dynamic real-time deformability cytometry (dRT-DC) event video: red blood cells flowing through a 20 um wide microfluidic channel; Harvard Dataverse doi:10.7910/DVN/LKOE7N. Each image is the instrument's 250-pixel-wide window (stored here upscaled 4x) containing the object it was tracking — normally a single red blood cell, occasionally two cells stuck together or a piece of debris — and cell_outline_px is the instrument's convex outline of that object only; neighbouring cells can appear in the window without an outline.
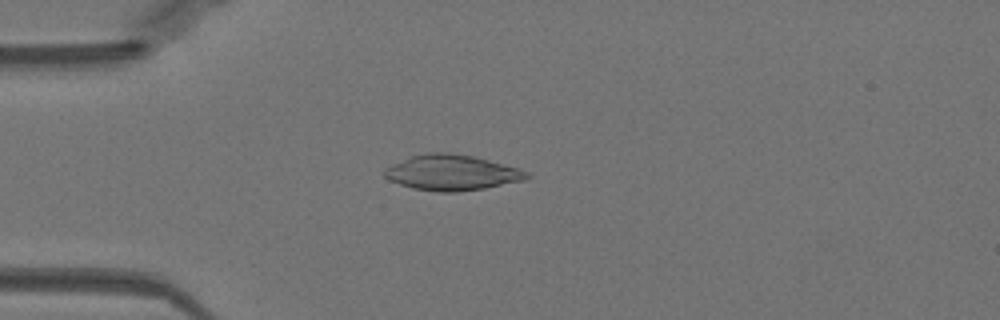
{"species": "Egyptian fruit bat (a non-hibernating species)", "species_latin": "Rousettus aegyptiacus", "temperature_condition": "warm", "stored_images_in_passage": 49, "camera_frame_rate_fps": 3000, "um_per_image_px": 0.085, "animal": {"sex": "female"}, "frame": {"image": 1, "passage_image": 12, "time_ms": 3.667, "image_size_px": [1000, 320], "cell_outline_px": [[532, 176], [524, 180], [484, 188], [456, 192], [436, 192], [412, 188], [388, 180], [384, 176], [384, 168], [392, 164], [412, 156], [428, 152], [448, 152], [472, 156], [488, 160], [516, 168], [528, 172]], "centroid_in_image_um": [38.37, 14.68], "position_along_channel_um": 46.6, "area_um2": 29.25}}
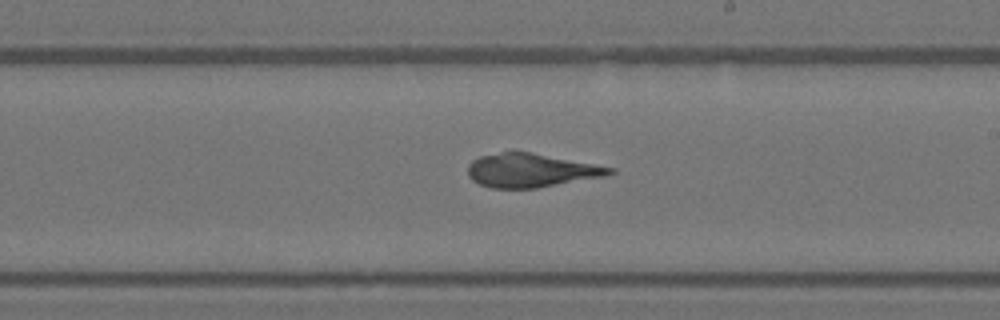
{"frame": {"image": 2, "passage_image": 28, "time_ms": 9.0, "image_size_px": [1000, 320], "cell_outline_px": [[616, 172], [604, 176], [536, 188], [492, 188], [480, 184], [472, 180], [468, 176], [468, 164], [472, 160], [480, 156], [500, 152], [532, 152], [616, 168]], "centroid_in_image_um": [45.13, 14.48], "position_along_channel_um": 243.9, "area_um2": 27.74}}
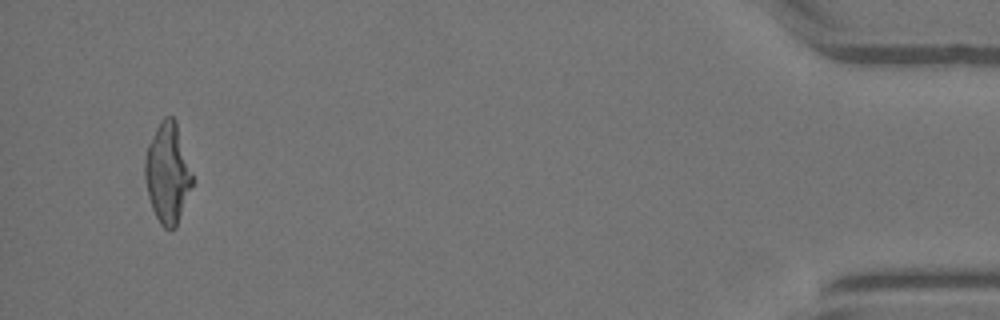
{"frame": {"image": 3, "passage_image": 47, "time_ms": 15.333, "image_size_px": [1000, 320], "cell_outline_px": [[192, 184], [176, 228], [164, 228], [160, 224], [152, 208], [148, 196], [144, 176], [144, 160], [148, 144], [160, 120], [164, 116], [172, 116], [176, 120], [192, 172]], "centroid_in_image_um": [14.23, 14.69], "position_along_channel_um": 421.0, "area_um2": 27.57}, "authors_computed_cell_mechanics": {"area_um2": 28.5532, "velocity_mm_per_s": 4.0039, "shape_relaxation_time_tau1_ms": 11.0853, "shape_relaxation_time_tau2_ms": 1.397, "deformation_change_tau1": 0.2465, "deformation_change_tau2": 0.0569}}